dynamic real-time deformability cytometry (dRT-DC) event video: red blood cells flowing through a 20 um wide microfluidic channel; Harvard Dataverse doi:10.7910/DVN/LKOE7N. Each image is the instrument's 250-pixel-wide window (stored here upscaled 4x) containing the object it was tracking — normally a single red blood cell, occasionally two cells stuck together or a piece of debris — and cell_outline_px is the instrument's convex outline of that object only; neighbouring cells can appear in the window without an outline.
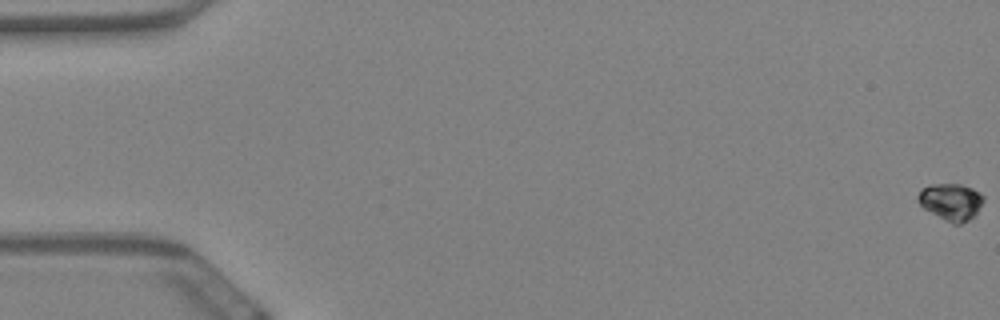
{"species": "Egyptian fruit bat (a non-hibernating species)", "species_latin": "Rousettus aegyptiacus", "temperature_condition": "warm", "stored_images_in_passage": 13, "camera_frame_rate_fps": 3000, "um_per_image_px": 0.085, "animal": {"sex": "female"}, "frame": {"image": 1, "passage_image": 1, "time_ms": 0.0, "image_size_px": [1000, 320], "cell_outline_px": [[984, 200], [976, 212], [968, 220], [960, 224], [952, 224], [924, 208], [916, 200], [916, 196], [928, 184], [960, 184], [972, 188], [984, 196]], "centroid_in_image_um": [80.81, 17.14], "position_along_channel_um": 4.2, "area_um2": 13.87}}